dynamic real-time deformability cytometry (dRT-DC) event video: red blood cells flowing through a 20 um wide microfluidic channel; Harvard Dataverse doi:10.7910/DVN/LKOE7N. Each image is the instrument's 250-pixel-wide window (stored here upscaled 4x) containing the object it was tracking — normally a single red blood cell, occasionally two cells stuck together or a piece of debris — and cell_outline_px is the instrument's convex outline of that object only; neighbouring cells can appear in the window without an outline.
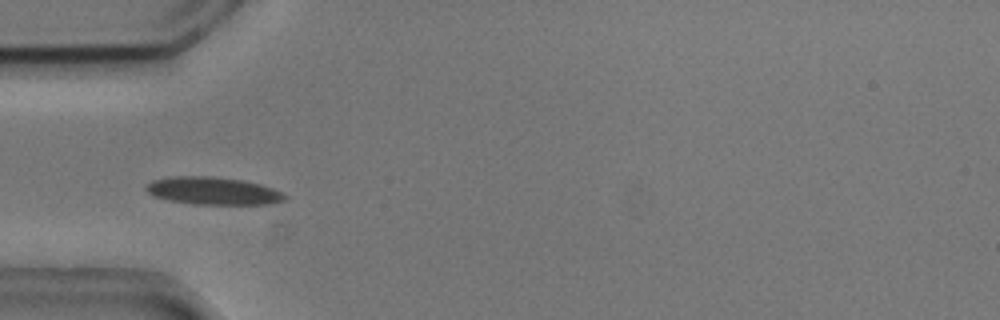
{"species": "common noctule bat (a hibernating species)", "species_latin": "Nyctalus noctula", "temperature_condition": "cold", "stored_images_in_passage": 38, "camera_frame_rate_fps": 3000, "um_per_image_px": 0.085, "animal": {"sex": "male", "body_mass_g": 20.5, "forearm_length_mm": 52.5}, "frame": {"image": 1, "passage_image": 1, "time_ms": 0.0, "image_size_px": [1000, 320], "cell_outline_px": [[288, 196], [284, 200], [272, 204], [192, 204], [168, 200], [156, 196], [148, 192], [144, 188], [152, 180], [168, 176], [212, 176], [244, 180], [260, 184], [272, 188]], "centroid_in_image_um": [18.11, 16.22], "position_along_channel_um": 66.9, "area_um2": 22.37}}
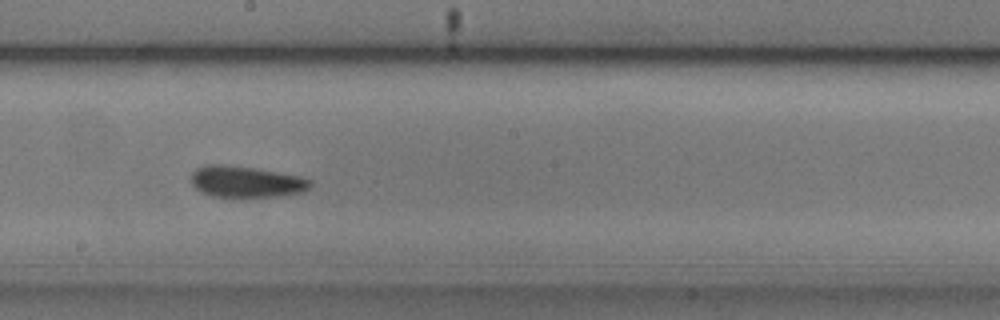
{"frame": {"image": 2, "passage_image": 14, "time_ms": 4.333, "image_size_px": [1000, 320], "cell_outline_px": [[312, 184], [304, 192], [284, 196], [244, 200], [232, 200], [212, 196], [200, 192], [192, 184], [192, 172], [196, 168], [204, 164], [220, 164], [252, 168], [296, 176], [312, 180]], "centroid_in_image_um": [20.88, 15.52], "position_along_channel_um": 227.3, "area_um2": 22.66}}
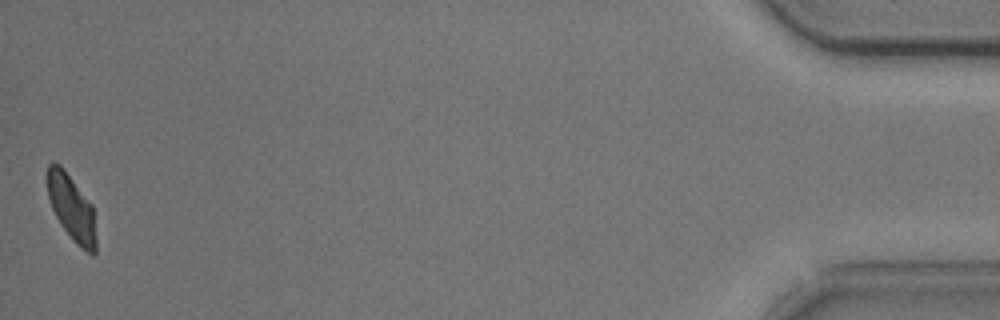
{"frame": {"image": 3, "passage_image": 38, "time_ms": 12.333, "image_size_px": [1000, 320], "cell_outline_px": [[96, 252], [92, 256], [80, 248], [72, 240], [60, 224], [52, 208], [48, 196], [48, 164], [60, 164], [64, 168], [92, 204], [96, 236]], "centroid_in_image_um": [6.12, 17.72], "position_along_channel_um": 429.1, "area_um2": 18.73}, "authors_computed_cell_mechanics": {"area_um2": 21.097, "velocity_mm_per_s": 3.7015, "shape_relaxation_time_tau1_ms": 3.6236, "shape_relaxation_time_tau2_ms": 6.0072, "deformation_change_tau1": 0.0946, "deformation_change_tau2": 0.0919}}